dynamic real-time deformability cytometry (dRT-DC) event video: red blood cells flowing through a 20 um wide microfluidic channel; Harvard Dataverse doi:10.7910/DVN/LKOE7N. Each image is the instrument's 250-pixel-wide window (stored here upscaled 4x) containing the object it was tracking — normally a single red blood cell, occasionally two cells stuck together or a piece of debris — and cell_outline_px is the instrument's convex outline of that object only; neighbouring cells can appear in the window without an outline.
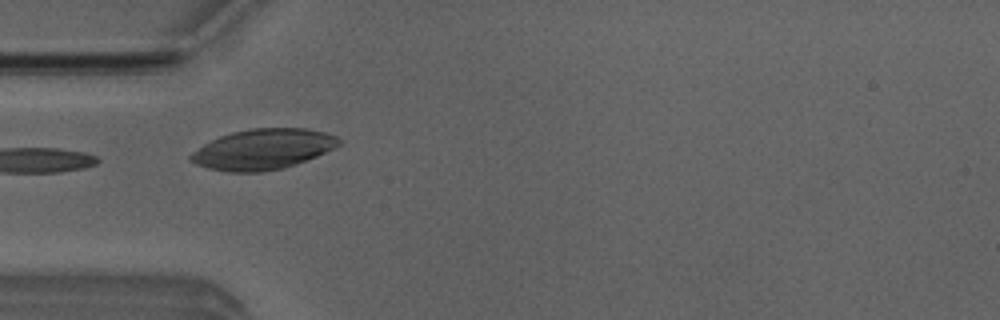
{"species": "Egyptian fruit bat (a non-hibernating species)", "species_latin": "Rousettus aegyptiacus", "temperature_condition": "room temperature", "stored_images_in_passage": 23, "camera_frame_rate_fps": 3000, "um_per_image_px": 0.085, "animal": {"sex": "male"}, "frame": {"image": 1, "passage_image": 1, "time_ms": 0.0, "image_size_px": [1000, 320], "cell_outline_px": [[340, 144], [316, 156], [284, 168], [260, 172], [228, 172], [208, 168], [196, 164], [188, 160], [188, 156], [192, 152], [204, 144], [220, 136], [232, 132], [252, 128], [304, 128], [324, 132], [336, 136], [340, 140]], "centroid_in_image_um": [22.31, 12.69], "position_along_channel_um": 62.7, "area_um2": 34.68}}